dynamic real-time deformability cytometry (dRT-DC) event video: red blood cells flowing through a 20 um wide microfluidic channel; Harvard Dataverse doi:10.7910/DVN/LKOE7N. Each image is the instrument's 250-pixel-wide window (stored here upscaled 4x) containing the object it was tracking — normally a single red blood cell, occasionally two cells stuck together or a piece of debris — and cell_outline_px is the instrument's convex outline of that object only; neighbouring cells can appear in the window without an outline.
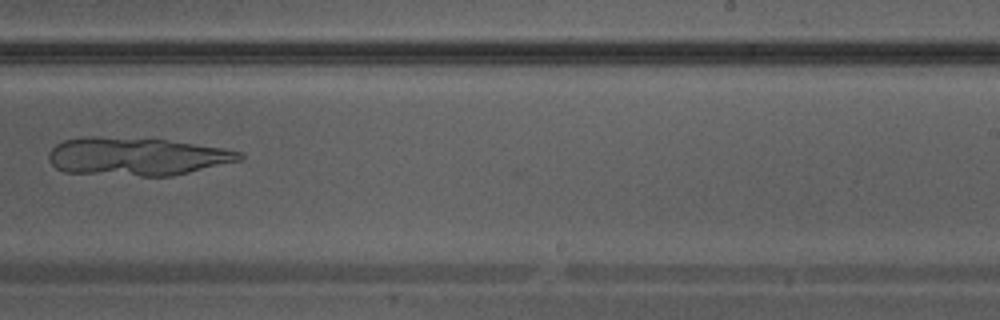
{"species": "Egyptian fruit bat (a non-hibernating species)", "species_latin": "Rousettus aegyptiacus", "temperature_condition": "warm", "stored_images_in_passage": 29, "camera_frame_rate_fps": 3000, "um_per_image_px": 0.085, "animal": {"sex": "male"}, "frame": {"image": 1, "passage_image": 20, "time_ms": 6.333, "image_size_px": [1000, 320], "cell_outline_px": [[244, 156], [240, 160], [172, 176], [140, 176], [64, 172], [56, 168], [48, 160], [48, 152], [56, 144], [64, 140], [84, 136], [96, 136], [168, 140], [224, 148], [240, 152]], "centroid_in_image_um": [11.57, 13.3], "position_along_channel_um": 277.4, "area_um2": 42.31}}